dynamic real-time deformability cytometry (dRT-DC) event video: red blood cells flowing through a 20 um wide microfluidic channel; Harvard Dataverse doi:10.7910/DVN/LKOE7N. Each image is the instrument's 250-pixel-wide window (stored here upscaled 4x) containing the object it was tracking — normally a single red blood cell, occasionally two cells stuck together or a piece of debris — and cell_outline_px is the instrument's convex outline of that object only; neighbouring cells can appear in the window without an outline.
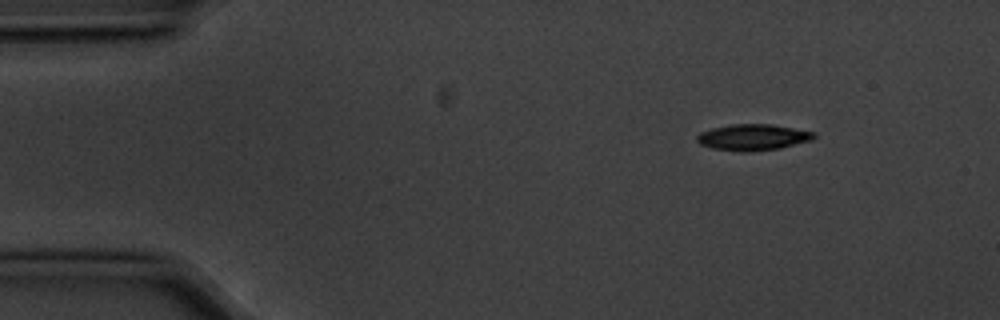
{"species": "common noctule bat (a hibernating species)", "species_latin": "Nyctalus noctula", "temperature_condition": "cold", "stored_images_in_passage": 9, "camera_frame_rate_fps": 3000, "um_per_image_px": 0.085, "animal": {"sex": "male", "body_mass_g": 20.1, "forearm_length_mm": 53.5}, "frame": {"image": 1, "passage_image": 1, "time_ms": 0.0, "image_size_px": [1000, 320], "cell_outline_px": [[816, 136], [812, 140], [780, 148], [748, 152], [744, 152], [712, 148], [700, 144], [696, 140], [696, 136], [700, 132], [712, 128], [732, 124], [772, 124], [816, 132]], "centroid_in_image_um": [64.01, 11.66], "position_along_channel_um": 21.0, "area_um2": 17.92}}
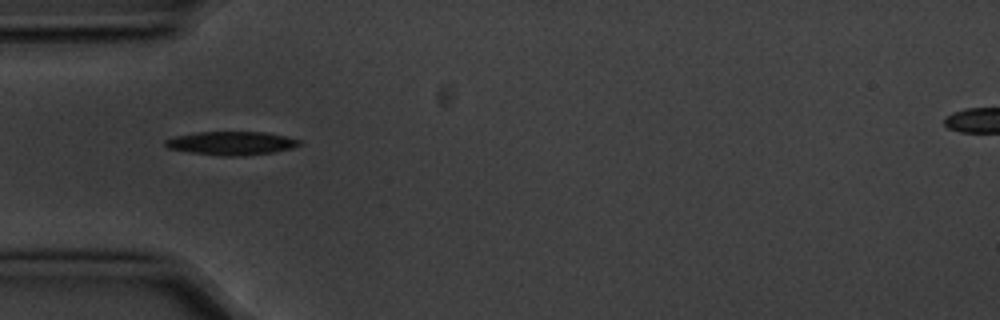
{"frame": {"image": 2, "passage_image": 4, "time_ms": 1.0, "image_size_px": [1000, 320], "cell_outline_px": [[304, 140], [300, 144], [292, 148], [272, 152], [244, 156], [220, 156], [188, 152], [168, 148], [164, 144], [164, 140], [176, 136], [196, 132], [264, 132]], "centroid_in_image_um": [19.66, 12.17], "position_along_channel_um": 65.3, "area_um2": 18.44}}